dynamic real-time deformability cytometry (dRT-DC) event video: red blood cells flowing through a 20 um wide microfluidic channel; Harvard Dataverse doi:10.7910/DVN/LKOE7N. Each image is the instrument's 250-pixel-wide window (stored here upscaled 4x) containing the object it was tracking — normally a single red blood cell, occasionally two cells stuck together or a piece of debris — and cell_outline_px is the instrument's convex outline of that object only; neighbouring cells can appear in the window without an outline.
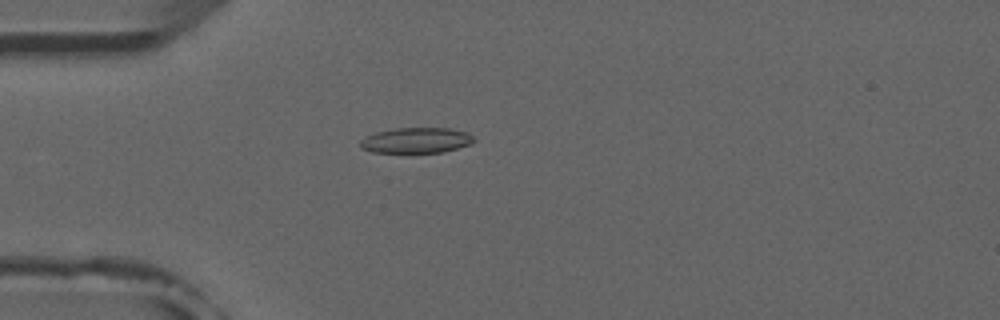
{"species": "common noctule bat (a hibernating species)", "species_latin": "Nyctalus noctula", "temperature_condition": "room temperature", "stored_images_in_passage": 53, "camera_frame_rate_fps": 3000, "um_per_image_px": 0.085, "animal": {"sex": "male", "forearm_length_mm": 52.5}, "frame": {"image": 1, "passage_image": 15, "time_ms": 4.667, "image_size_px": [1000, 320], "cell_outline_px": [[476, 140], [472, 144], [444, 152], [372, 152], [360, 148], [360, 140], [376, 132], [396, 128], [448, 128], [468, 132]], "centroid_in_image_um": [35.41, 11.93], "position_along_channel_um": 49.6, "area_um2": 16.88}}
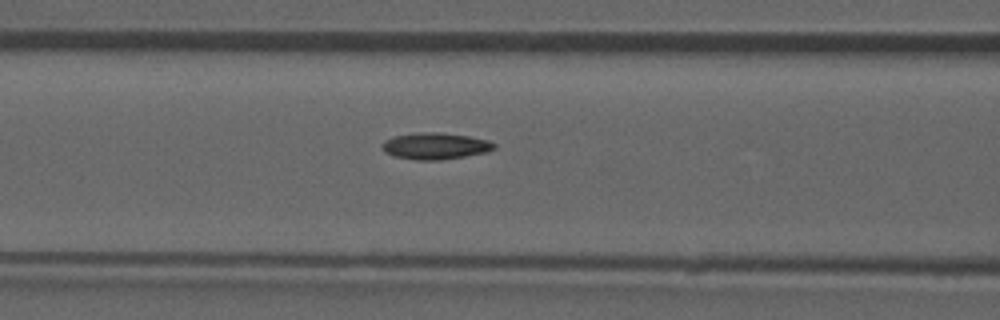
{"frame": {"image": 2, "passage_image": 22, "time_ms": 7.0, "image_size_px": [1000, 320], "cell_outline_px": [[496, 148], [488, 152], [440, 160], [416, 160], [396, 156], [384, 152], [380, 144], [384, 140], [392, 136], [420, 132], [440, 132], [468, 136], [488, 140], [496, 144]], "centroid_in_image_um": [36.98, 12.4], "position_along_channel_um": 129.6, "area_um2": 17.46}}
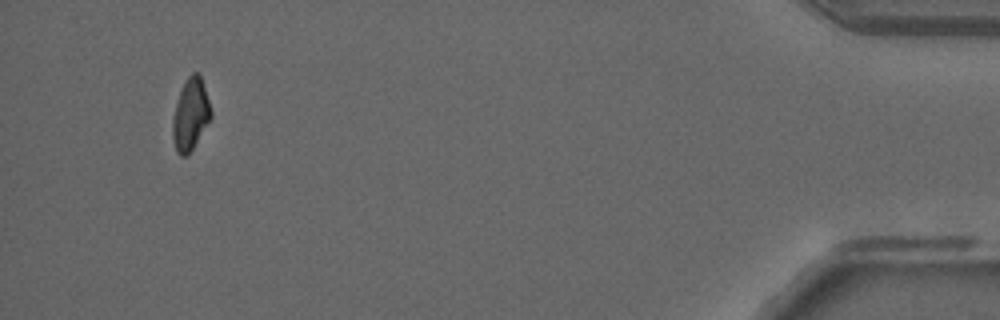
{"frame": {"image": 3, "passage_image": 50, "time_ms": 16.333, "image_size_px": [1000, 320], "cell_outline_px": [[212, 116], [188, 156], [180, 156], [176, 152], [172, 136], [172, 120], [176, 104], [180, 92], [188, 76], [192, 72], [196, 72], [200, 76], [212, 112]], "centroid_in_image_um": [16.18, 9.78], "position_along_channel_um": 419.0, "area_um2": 15.78}, "authors_computed_cell_mechanics": {"area_um2": 16.762, "velocity_mm_per_s": 3.932, "shape_relaxation_time_tau1_ms": null, "shape_relaxation_time_tau2_ms": 4.7336, "deformation_change_tau1": null, "deformation_change_tau2": 0.0883}}